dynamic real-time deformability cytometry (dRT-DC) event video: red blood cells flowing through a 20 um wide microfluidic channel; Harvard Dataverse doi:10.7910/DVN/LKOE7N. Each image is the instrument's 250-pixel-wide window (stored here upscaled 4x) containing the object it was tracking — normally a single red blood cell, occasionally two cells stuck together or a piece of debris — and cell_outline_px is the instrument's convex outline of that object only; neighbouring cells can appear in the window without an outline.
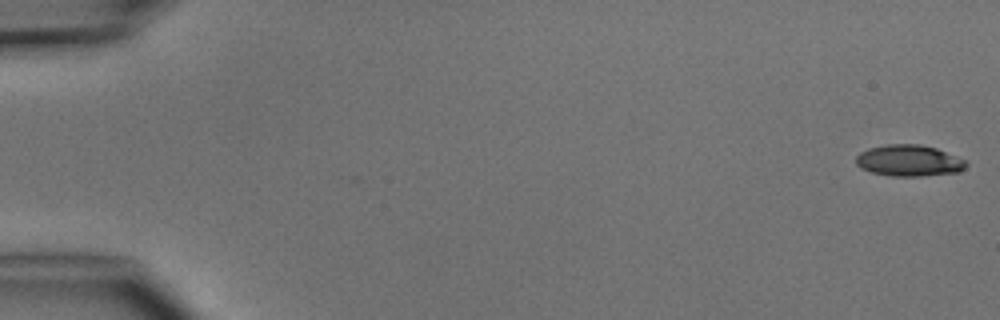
{"species": "common noctule bat (a hibernating species)", "species_latin": "Nyctalus noctula", "temperature_condition": "cold", "stored_images_in_passage": 5, "camera_frame_rate_fps": 3000, "um_per_image_px": 0.085, "animal": {"sex": "male", "body_mass_g": 15.6}, "frame": {"image": 1, "passage_image": 1, "time_ms": 0.0, "image_size_px": [1000, 320], "cell_outline_px": [[968, 164], [960, 172], [920, 176], [892, 176], [872, 172], [860, 168], [856, 164], [856, 156], [860, 152], [868, 148], [888, 144], [920, 144], [936, 148], [968, 160]], "centroid_in_image_um": [77.29, 13.65], "position_along_channel_um": 7.7, "area_um2": 20.29}}
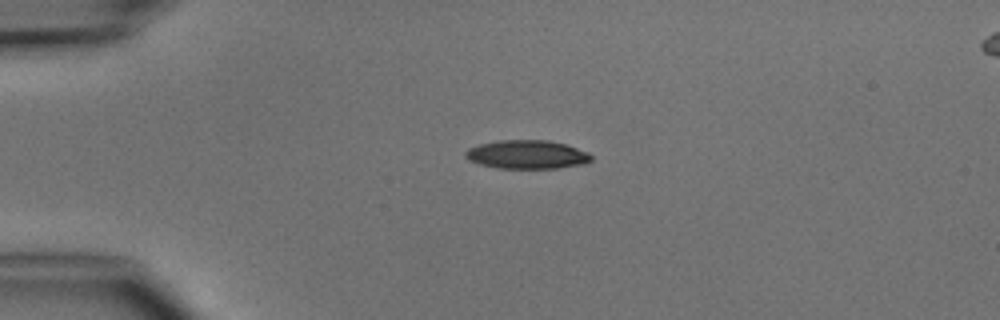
{"frame": {"image": 2, "passage_image": 4, "time_ms": 3.667, "image_size_px": [1000, 320], "cell_outline_px": [[592, 160], [584, 164], [556, 168], [496, 168], [480, 164], [468, 160], [464, 156], [464, 152], [468, 148], [480, 144], [500, 140], [548, 140], [564, 144], [588, 152], [592, 156]], "centroid_in_image_um": [44.77, 13.13], "position_along_channel_um": 40.2, "area_um2": 20.98}}